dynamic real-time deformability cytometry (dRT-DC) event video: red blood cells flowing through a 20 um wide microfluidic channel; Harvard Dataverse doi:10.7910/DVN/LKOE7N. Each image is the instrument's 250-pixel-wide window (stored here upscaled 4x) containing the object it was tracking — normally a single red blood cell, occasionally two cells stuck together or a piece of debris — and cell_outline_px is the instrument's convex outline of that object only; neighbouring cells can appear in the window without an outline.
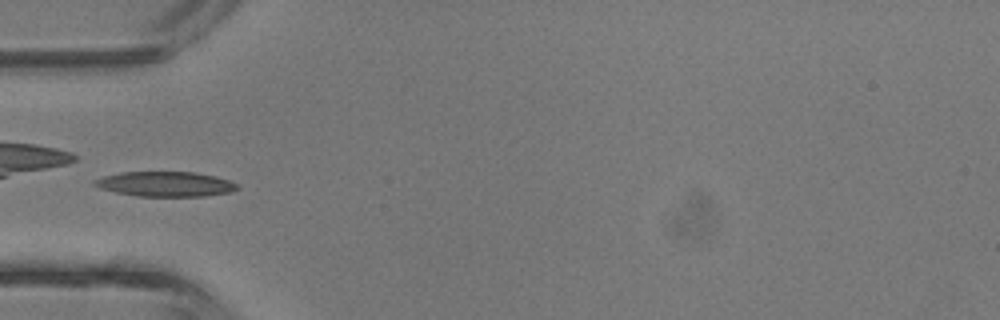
{"species": "common noctule bat (a hibernating species)", "species_latin": "Nyctalus noctula", "temperature_condition": "room temperature", "stored_images_in_passage": 25, "camera_frame_rate_fps": 3000, "um_per_image_px": 0.085, "animal": {"sex": "male", "body_mass_g": 13.3}, "frame": {"image": 1, "passage_image": 2, "time_ms": 0.333, "image_size_px": [1000, 320], "cell_outline_px": [[240, 188], [232, 192], [204, 196], [136, 196], [116, 192], [100, 188], [92, 184], [96, 180], [104, 176], [120, 172], [192, 172], [216, 176], [228, 180], [236, 184]], "centroid_in_image_um": [14.08, 15.65], "position_along_channel_um": 70.9, "area_um2": 20.63}}
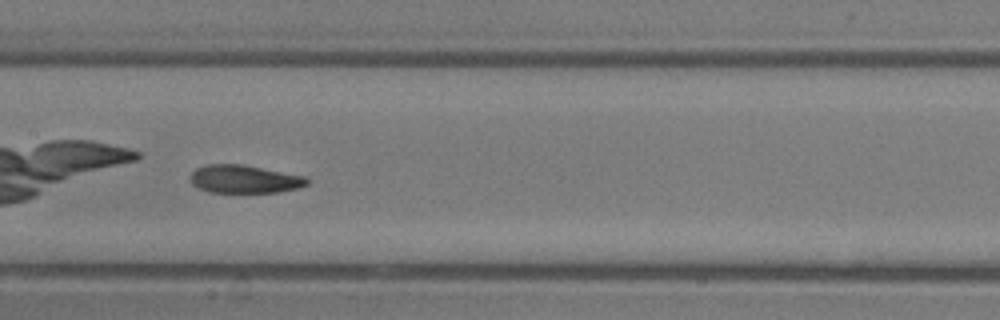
{"frame": {"image": 2, "passage_image": 9, "time_ms": 2.667, "image_size_px": [1000, 320], "cell_outline_px": [[308, 184], [300, 188], [276, 192], [208, 192], [192, 184], [192, 172], [196, 168], [204, 164], [240, 164], [308, 176]], "centroid_in_image_um": [20.82, 15.22], "position_along_channel_um": 186.6, "area_um2": 19.07}}
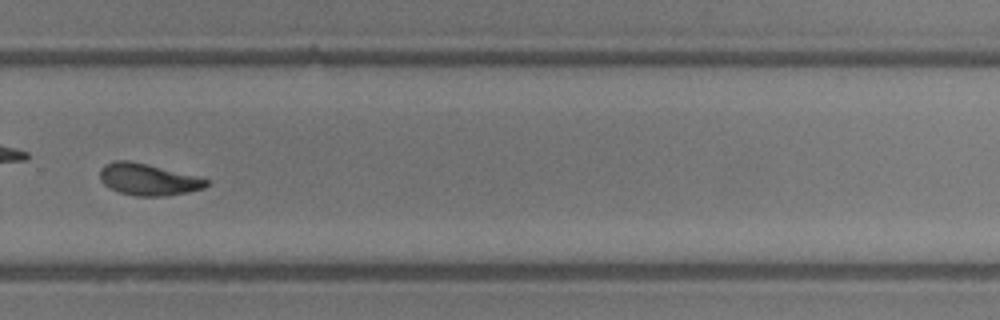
{"frame": {"image": 3, "passage_image": 17, "time_ms": 5.333, "image_size_px": [1000, 320], "cell_outline_px": [[208, 184], [204, 188], [188, 192], [164, 196], [136, 196], [120, 192], [108, 188], [100, 180], [100, 172], [104, 164], [116, 160], [128, 160], [148, 164], [208, 180]], "centroid_in_image_um": [12.53, 15.26], "position_along_channel_um": 317.3, "area_um2": 19.42}, "authors_computed_cell_mechanics": {"area_um2": 20.1144, "velocity_mm_per_s": 4.9269, "shape_relaxation_time_tau1_ms": 5.947, "shape_relaxation_time_tau2_ms": 1.8173, "deformation_change_tau1": 0.1917, "deformation_change_tau2": 0.0848}}